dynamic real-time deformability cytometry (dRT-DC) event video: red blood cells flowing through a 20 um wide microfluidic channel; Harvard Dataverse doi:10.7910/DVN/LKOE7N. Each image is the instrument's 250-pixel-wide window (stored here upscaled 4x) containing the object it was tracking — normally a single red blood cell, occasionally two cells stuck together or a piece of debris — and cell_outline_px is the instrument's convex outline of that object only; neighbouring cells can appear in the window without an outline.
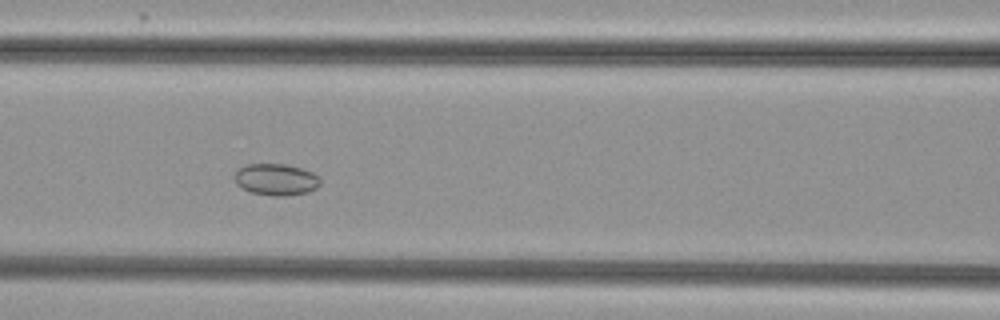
{"species": "common noctule bat (a hibernating species)", "species_latin": "Nyctalus noctula", "temperature_condition": "cold", "stored_images_in_passage": 50, "camera_frame_rate_fps": 3000, "um_per_image_px": 0.085, "animal": {"sex": "female", "body_mass_g": 29.2, "forearm_length_mm": 56.3}, "frame": {"image": 1, "passage_image": 19, "time_ms": 6.0, "image_size_px": [1000, 320], "cell_outline_px": [[320, 184], [316, 188], [308, 192], [284, 196], [272, 196], [252, 192], [236, 184], [232, 176], [240, 168], [248, 164], [284, 164], [300, 168], [312, 172], [320, 176]], "centroid_in_image_um": [23.47, 15.26], "position_along_channel_um": 143.1, "area_um2": 15.78}}
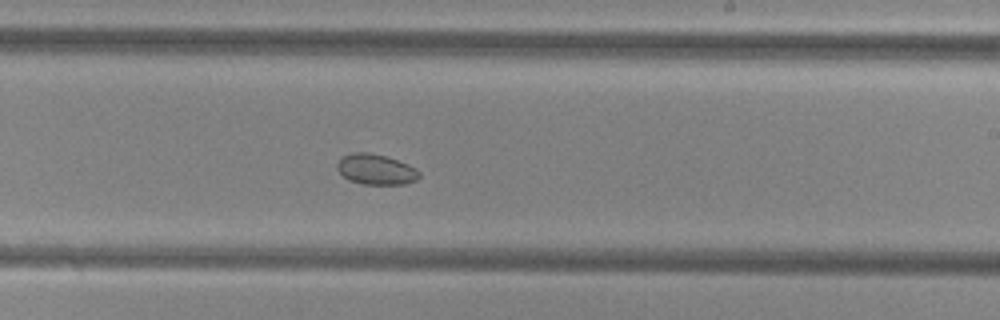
{"frame": {"image": 2, "passage_image": 28, "time_ms": 9.0, "image_size_px": [1000, 320], "cell_outline_px": [[420, 176], [416, 180], [404, 184], [364, 184], [348, 180], [336, 168], [336, 164], [344, 156], [352, 152], [364, 152], [384, 156], [408, 164], [416, 168], [420, 172]], "centroid_in_image_um": [31.96, 14.41], "position_along_channel_um": 257.0, "area_um2": 14.39}}
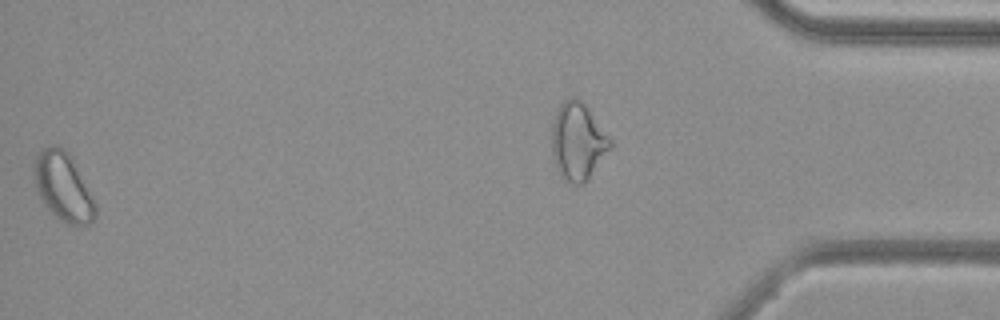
{"frame": {"image": 3, "passage_image": 49, "time_ms": 16.0, "image_size_px": [1000, 320], "cell_outline_px": [[96, 216], [88, 224], [68, 224], [60, 220], [40, 200], [36, 188], [32, 168], [36, 156], [44, 148], [56, 144], [64, 148], [68, 152], [96, 200]], "centroid_in_image_um": [5.37, 15.87], "position_along_channel_um": 429.8, "area_um2": 24.51}, "authors_computed_cell_mechanics": {"area_um2": 18.5538, "velocity_mm_per_s": 3.8087, "shape_relaxation_time_tau1_ms": null, "shape_relaxation_time_tau2_ms": 10.5204, "deformation_change_tau1": null, "deformation_change_tau2": 0.0695}}